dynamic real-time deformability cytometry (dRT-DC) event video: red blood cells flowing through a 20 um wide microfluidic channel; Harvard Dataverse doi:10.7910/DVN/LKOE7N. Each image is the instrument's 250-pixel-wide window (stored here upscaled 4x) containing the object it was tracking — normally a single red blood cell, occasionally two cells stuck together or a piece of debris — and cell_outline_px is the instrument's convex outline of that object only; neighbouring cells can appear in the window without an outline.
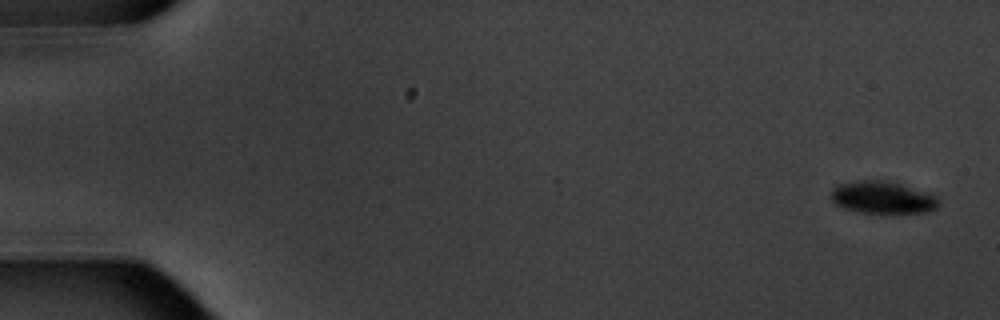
{"species": "common noctule bat (a hibernating species)", "species_latin": "Nyctalus noctula", "temperature_condition": "warm", "stored_images_in_passage": 15, "camera_frame_rate_fps": 3000, "um_per_image_px": 0.085, "animal": {"sex": "male", "body_mass_g": 20.1, "forearm_length_mm": 53.5}, "frame": {"image": 1, "passage_image": 1, "time_ms": 0.0, "image_size_px": [1000, 320], "cell_outline_px": [[940, 204], [936, 208], [928, 212], [888, 216], [880, 216], [860, 212], [844, 208], [836, 204], [832, 200], [832, 188], [840, 184], [864, 180], [888, 180], [936, 196], [940, 200]], "centroid_in_image_um": [75.06, 16.85], "position_along_channel_um": 9.9, "area_um2": 20.92}}
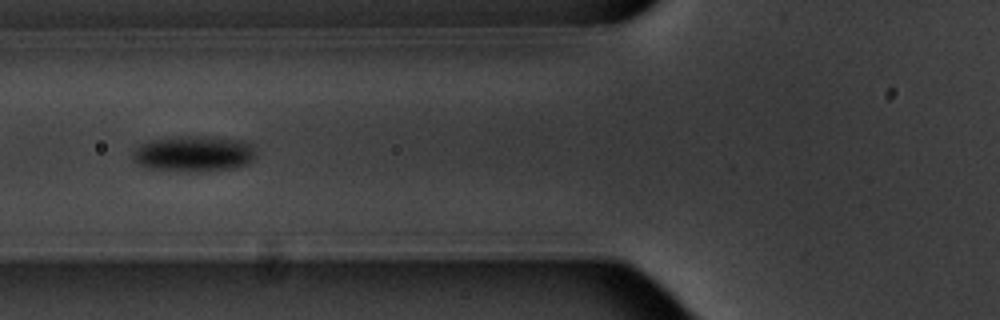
{"frame": {"image": 2, "passage_image": 6, "time_ms": 7.0, "image_size_px": [1000, 320], "cell_outline_px": [[256, 156], [248, 164], [232, 168], [200, 172], [188, 172], [148, 168], [132, 160], [132, 152], [136, 148], [152, 140], [180, 136], [212, 136], [244, 140], [252, 144], [256, 152]], "centroid_in_image_um": [16.53, 13.06], "position_along_channel_um": 109.3, "area_um2": 26.01}}
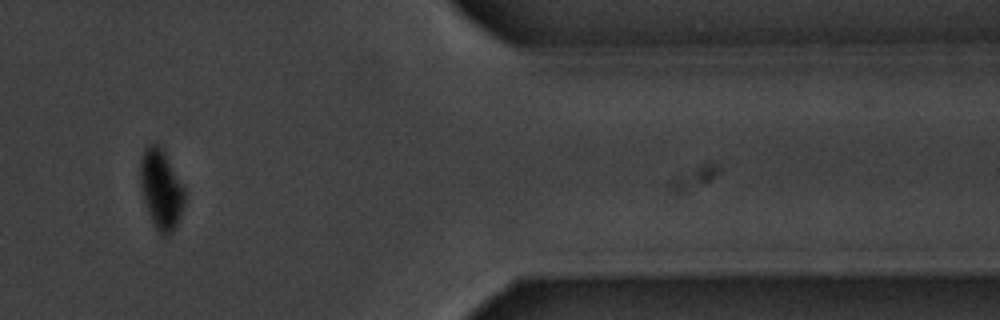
{"frame": {"image": 3, "passage_image": 13, "time_ms": 16.0, "image_size_px": [1000, 320], "cell_outline_px": [[184, 204], [176, 224], [172, 232], [168, 236], [164, 236], [156, 228], [148, 212], [144, 200], [140, 184], [140, 160], [144, 148], [148, 144], [160, 144], [184, 188]], "centroid_in_image_um": [13.67, 16.05], "position_along_channel_um": 397.7, "area_um2": 20.23}, "authors_computed_cell_mechanics": {"area_um2": 23.9292, "velocity_mm_per_s": 3.5037, "shape_relaxation_time_tau1_ms": 2.3265, "shape_relaxation_time_tau2_ms": null, "deformation_change_tau1": 0.0893, "deformation_change_tau2": null}}